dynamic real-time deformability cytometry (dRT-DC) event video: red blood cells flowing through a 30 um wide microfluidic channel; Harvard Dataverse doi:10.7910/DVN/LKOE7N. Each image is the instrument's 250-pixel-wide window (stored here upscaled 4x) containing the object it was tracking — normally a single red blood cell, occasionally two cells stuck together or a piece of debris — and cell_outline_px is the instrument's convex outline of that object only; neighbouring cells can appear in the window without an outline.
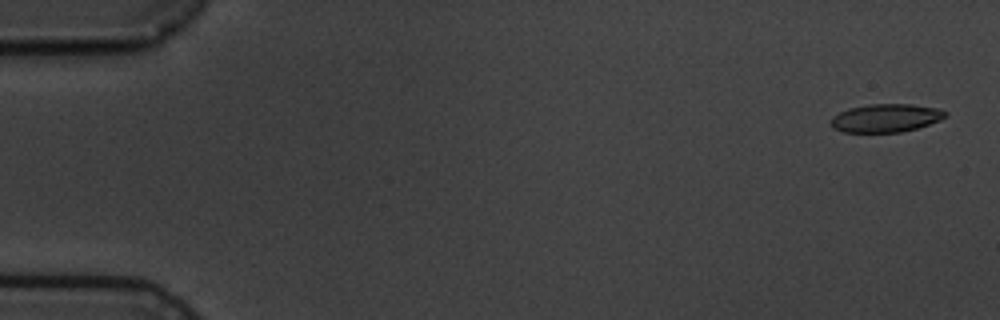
{"species": "common noctule bat (a hibernating species)", "species_latin": "Nyctalus noctula", "temperature_condition": "cold", "stored_images_in_passage": 8, "camera_frame_rate_fps": 3000, "um_per_image_px": 0.085, "animal": {"sex": "male", "body_mass_g": 19.5, "forearm_length_mm": 54.6}, "frame": {"image": 1, "passage_image": 1, "time_ms": 0.0, "image_size_px": [1000, 320], "cell_outline_px": [[948, 116], [940, 120], [916, 128], [900, 132], [844, 132], [832, 128], [828, 120], [832, 116], [848, 108], [868, 104], [912, 104], [940, 108], [948, 112]], "centroid_in_image_um": [75.28, 10.02], "position_along_channel_um": 9.7, "area_um2": 19.07}}
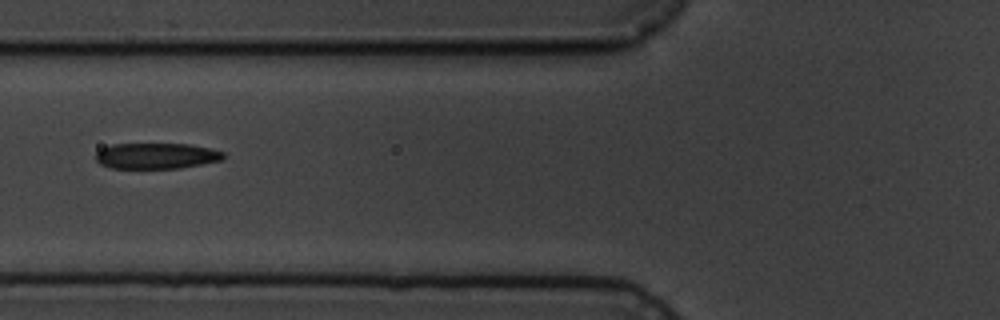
{"frame": {"image": 2, "passage_image": 6, "time_ms": 6.667, "image_size_px": [1000, 320], "cell_outline_px": [[224, 156], [220, 160], [180, 168], [112, 168], [100, 164], [96, 160], [96, 152], [100, 148], [112, 144], [188, 144], [212, 148], [224, 152]], "centroid_in_image_um": [13.26, 13.24], "position_along_channel_um": 112.5, "area_um2": 19.19}}
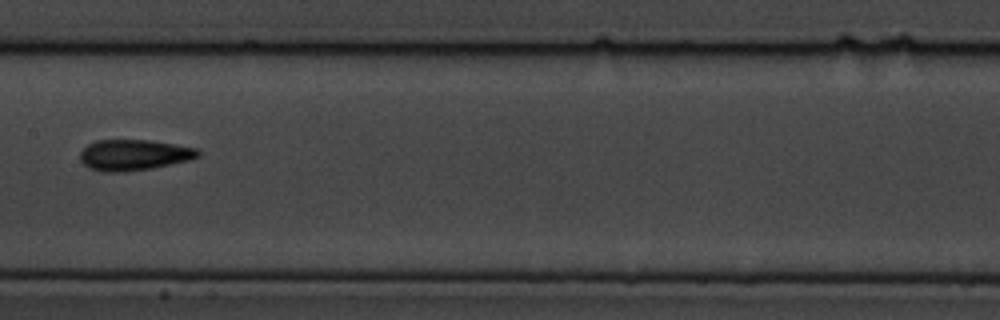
{"frame": {"image": 3, "passage_image": 8, "time_ms": 9.0, "image_size_px": [1000, 320], "cell_outline_px": [[200, 156], [192, 160], [152, 168], [124, 172], [104, 172], [88, 168], [80, 160], [80, 152], [88, 144], [96, 140], [148, 140], [196, 148], [200, 152]], "centroid_in_image_um": [11.37, 13.18], "position_along_channel_um": 196.0, "area_um2": 21.27}}